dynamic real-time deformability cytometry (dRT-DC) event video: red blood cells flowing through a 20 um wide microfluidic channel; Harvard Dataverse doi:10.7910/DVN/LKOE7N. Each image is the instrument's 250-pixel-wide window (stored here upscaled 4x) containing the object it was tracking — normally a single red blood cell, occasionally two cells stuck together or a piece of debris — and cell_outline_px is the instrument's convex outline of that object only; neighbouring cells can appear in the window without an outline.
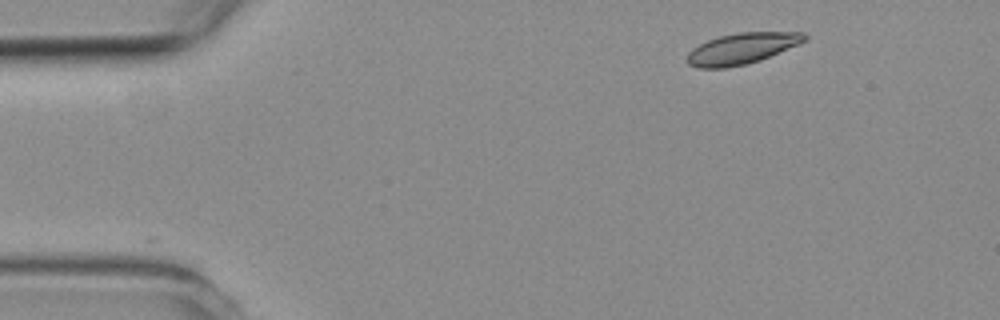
{"species": "common noctule bat (a hibernating species)", "species_latin": "Nyctalus noctula", "temperature_condition": "room temperature", "stored_images_in_passage": 4, "camera_frame_rate_fps": 3000, "um_per_image_px": 0.085, "animal": {"sex": "female", "body_mass_g": 19.3, "forearm_length_mm": 54.1}, "frame": {"image": 1, "passage_image": 1, "time_ms": 0.0, "image_size_px": [1000, 320], "cell_outline_px": [[808, 36], [804, 40], [796, 44], [760, 60], [744, 64], [724, 68], [700, 68], [688, 64], [688, 52], [692, 48], [708, 40], [720, 36], [740, 32], [804, 32]], "centroid_in_image_um": [63.02, 4.12], "position_along_channel_um": 22.0, "area_um2": 20.75}}
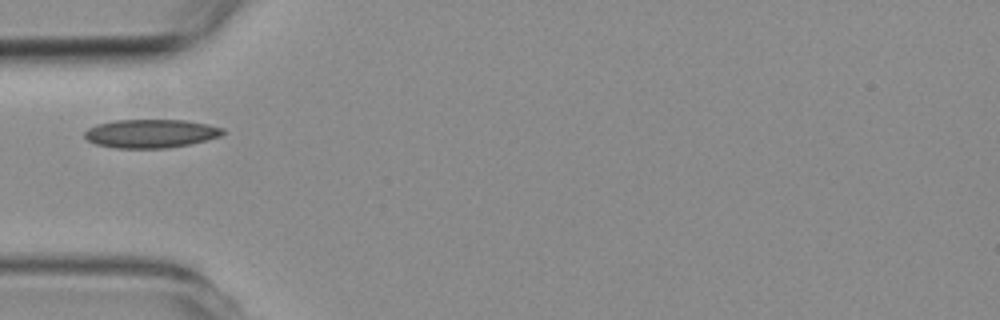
{"frame": {"image": 2, "passage_image": 4, "time_ms": 3.333, "image_size_px": [1000, 320], "cell_outline_px": [[224, 132], [220, 136], [188, 144], [168, 148], [116, 148], [96, 144], [88, 140], [84, 136], [84, 132], [88, 128], [96, 124], [112, 120], [188, 120], [208, 124], [224, 128]], "centroid_in_image_um": [12.79, 11.34], "position_along_channel_um": 72.2, "area_um2": 23.0}}